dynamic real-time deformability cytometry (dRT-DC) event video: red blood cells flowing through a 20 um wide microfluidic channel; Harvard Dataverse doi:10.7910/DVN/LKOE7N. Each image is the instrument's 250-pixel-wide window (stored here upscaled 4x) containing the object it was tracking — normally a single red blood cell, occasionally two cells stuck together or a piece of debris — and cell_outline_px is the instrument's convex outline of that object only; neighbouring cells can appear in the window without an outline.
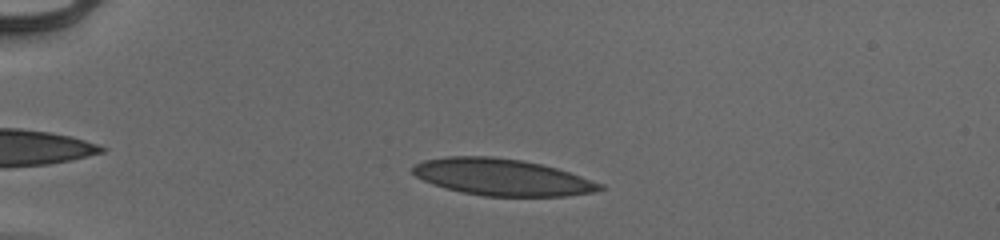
{"species": "human", "species_latin": "Homo sapiens", "temperature_condition": "cold", "stored_images_in_passage": 42, "camera_frame_rate_fps": 3000, "um_per_image_px": 0.085, "donor": {"sex": "male"}, "frame": {"image": 1, "passage_image": 9, "time_ms": 2.667, "image_size_px": [1000, 240], "cell_outline_px": [[604, 188], [596, 192], [568, 196], [484, 196], [460, 192], [432, 184], [416, 176], [412, 172], [412, 164], [424, 160], [448, 156], [492, 156], [520, 160], [540, 164], [556, 168], [604, 184]], "centroid_in_image_um": [42.66, 15.06], "position_along_channel_um": 42.3, "area_um2": 40.06}}
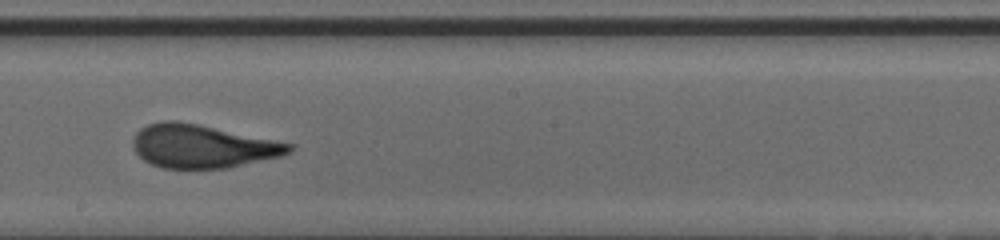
{"frame": {"image": 2, "passage_image": 27, "time_ms": 8.667, "image_size_px": [1000, 240], "cell_outline_px": [[296, 144], [292, 152], [280, 156], [224, 168], [160, 168], [144, 160], [132, 148], [132, 140], [136, 132], [140, 128], [148, 124], [164, 120], [176, 120]], "centroid_in_image_um": [17.18, 12.42], "position_along_channel_um": 231.0, "area_um2": 39.25}}
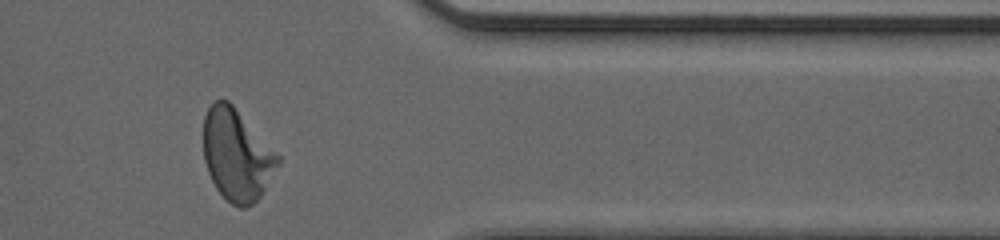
{"frame": {"image": 3, "passage_image": 40, "time_ms": 13.0, "image_size_px": [1000, 240], "cell_outline_px": [[280, 164], [260, 196], [252, 204], [244, 208], [240, 208], [232, 204], [216, 188], [208, 172], [204, 160], [204, 116], [208, 108], [216, 100], [228, 100], [232, 104], [280, 156]], "centroid_in_image_um": [20.13, 13.17], "position_along_channel_um": 391.3, "area_um2": 39.3}, "authors_computed_cell_mechanics": {"area_um2": 39.304, "velocity_mm_per_s": 3.9534, "shape_relaxation_time_tau1_ms": 7.6162, "shape_relaxation_time_tau2_ms": 0.8482, "deformation_change_tau1": 0.221, "deformation_change_tau2": 0.0727}}